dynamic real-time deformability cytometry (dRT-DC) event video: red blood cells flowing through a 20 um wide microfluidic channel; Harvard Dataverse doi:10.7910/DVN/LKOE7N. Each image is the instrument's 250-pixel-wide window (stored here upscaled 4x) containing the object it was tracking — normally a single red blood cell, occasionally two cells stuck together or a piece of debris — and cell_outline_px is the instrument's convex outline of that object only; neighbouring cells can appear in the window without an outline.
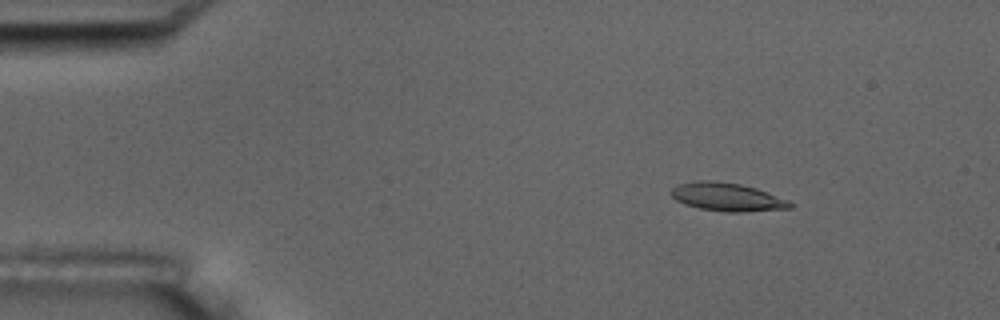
{"species": "common noctule bat (a hibernating species)", "species_latin": "Nyctalus noctula", "temperature_condition": "room temperature", "stored_images_in_passage": 4, "camera_frame_rate_fps": 3000, "um_per_image_px": 0.085, "animal": {"sex": "male", "body_mass_g": 17.5, "forearm_length_mm": 52.3}, "frame": {"image": 1, "passage_image": 2, "time_ms": 1.333, "image_size_px": [1000, 320], "cell_outline_px": [[792, 208], [744, 212], [724, 212], [700, 208], [684, 204], [676, 200], [668, 192], [672, 188], [680, 184], [696, 180], [716, 180], [740, 184], [756, 188], [788, 200], [792, 204]], "centroid_in_image_um": [61.78, 16.74], "position_along_channel_um": 23.2, "area_um2": 19.65}}